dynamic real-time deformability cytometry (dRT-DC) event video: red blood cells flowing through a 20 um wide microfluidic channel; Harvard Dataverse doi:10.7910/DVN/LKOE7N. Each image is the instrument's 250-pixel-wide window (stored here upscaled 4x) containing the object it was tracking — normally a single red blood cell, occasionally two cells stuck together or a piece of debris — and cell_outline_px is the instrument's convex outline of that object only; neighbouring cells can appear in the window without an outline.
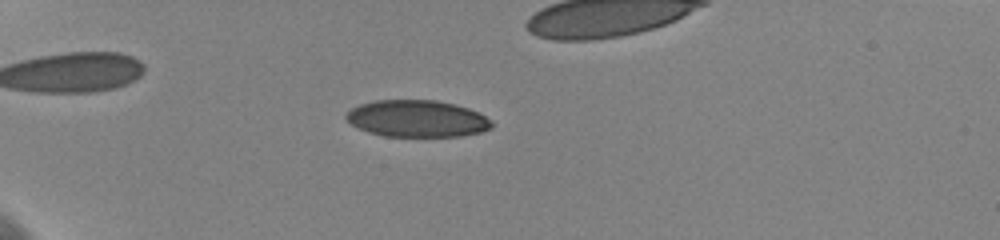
{"species": "human", "species_latin": "Homo sapiens", "temperature_condition": "cold", "stored_images_in_passage": 55, "camera_frame_rate_fps": 3000, "um_per_image_px": 0.085, "donor": {"sex": "female"}, "frame": {"image": 1, "passage_image": 19, "time_ms": 6.0, "image_size_px": [1000, 240], "cell_outline_px": [[492, 128], [480, 132], [460, 136], [384, 136], [368, 132], [352, 124], [344, 116], [352, 108], [360, 104], [376, 100], [436, 100], [456, 104], [468, 108], [492, 120]], "centroid_in_image_um": [35.46, 10.08], "position_along_channel_um": 49.5, "area_um2": 31.1}}
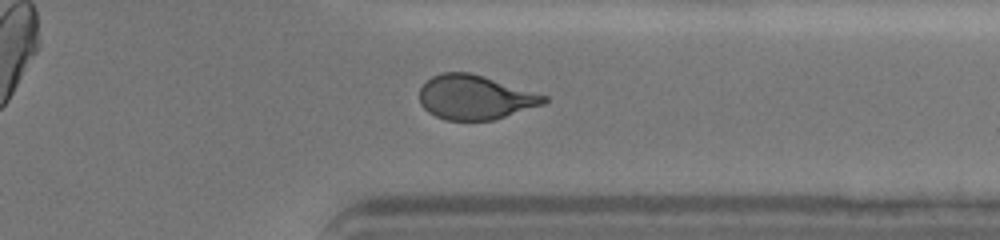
{"frame": {"image": 2, "passage_image": 49, "time_ms": 16.0, "image_size_px": [1000, 240], "cell_outline_px": [[548, 100], [544, 104], [492, 120], [444, 120], [428, 112], [420, 104], [420, 88], [432, 76], [444, 72], [468, 72], [484, 76], [548, 96]], "centroid_in_image_um": [40.37, 8.27], "position_along_channel_um": 371.0, "area_um2": 31.96}}
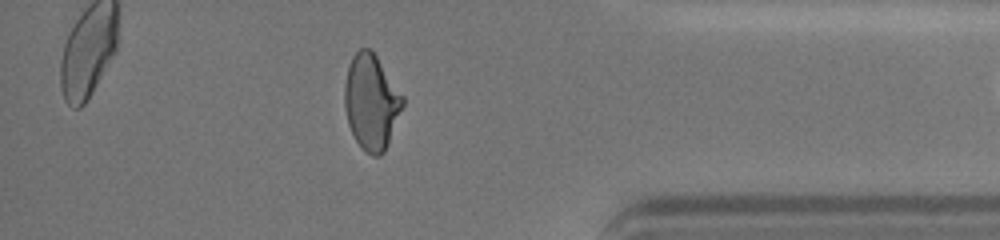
{"frame": {"image": 3, "passage_image": 53, "time_ms": 17.333, "image_size_px": [1000, 240], "cell_outline_px": [[404, 104], [388, 144], [384, 152], [380, 156], [372, 156], [356, 140], [348, 124], [344, 108], [344, 84], [348, 68], [352, 56], [360, 48], [368, 48], [376, 56], [404, 96]], "centroid_in_image_um": [31.56, 8.67], "position_along_channel_um": 403.6, "area_um2": 32.02}}